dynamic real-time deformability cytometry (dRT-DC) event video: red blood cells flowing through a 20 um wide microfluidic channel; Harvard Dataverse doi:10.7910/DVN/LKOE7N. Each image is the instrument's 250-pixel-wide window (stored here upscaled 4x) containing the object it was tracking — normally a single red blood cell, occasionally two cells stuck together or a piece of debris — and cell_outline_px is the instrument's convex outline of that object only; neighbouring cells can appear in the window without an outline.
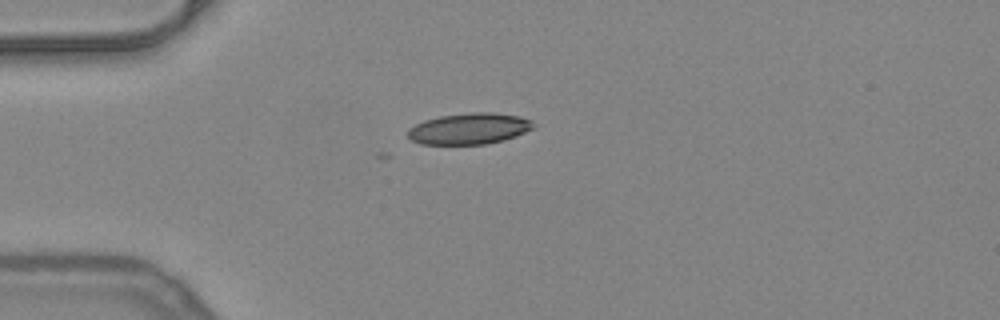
{"species": "common noctule bat (a hibernating species)", "species_latin": "Nyctalus noctula", "temperature_condition": "warm", "stored_images_in_passage": 7, "camera_frame_rate_fps": 3000, "um_per_image_px": 0.085, "animal": {"sex": "female", "body_mass_g": 24.6, "forearm_length_mm": 56.2}, "frame": {"image": 1, "passage_image": 1, "time_ms": 0.0, "image_size_px": [1000, 320], "cell_outline_px": [[536, 128], [516, 136], [504, 140], [488, 144], [420, 144], [412, 140], [408, 136], [408, 128], [424, 120], [440, 116], [472, 112], [492, 112], [520, 116], [532, 120], [536, 124]], "centroid_in_image_um": [39.94, 10.93], "position_along_channel_um": 45.1, "area_um2": 23.06}}
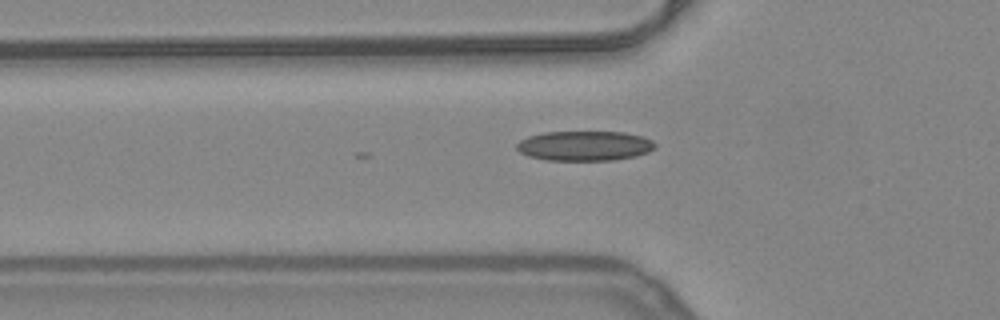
{"frame": {"image": 2, "passage_image": 5, "time_ms": 1.333, "image_size_px": [1000, 320], "cell_outline_px": [[656, 148], [648, 152], [636, 156], [612, 160], [544, 160], [528, 156], [520, 152], [516, 148], [516, 144], [520, 140], [528, 136], [544, 132], [624, 132], [644, 136], [652, 140], [656, 144]], "centroid_in_image_um": [49.7, 12.39], "position_along_channel_um": 76.1, "area_um2": 24.22}}